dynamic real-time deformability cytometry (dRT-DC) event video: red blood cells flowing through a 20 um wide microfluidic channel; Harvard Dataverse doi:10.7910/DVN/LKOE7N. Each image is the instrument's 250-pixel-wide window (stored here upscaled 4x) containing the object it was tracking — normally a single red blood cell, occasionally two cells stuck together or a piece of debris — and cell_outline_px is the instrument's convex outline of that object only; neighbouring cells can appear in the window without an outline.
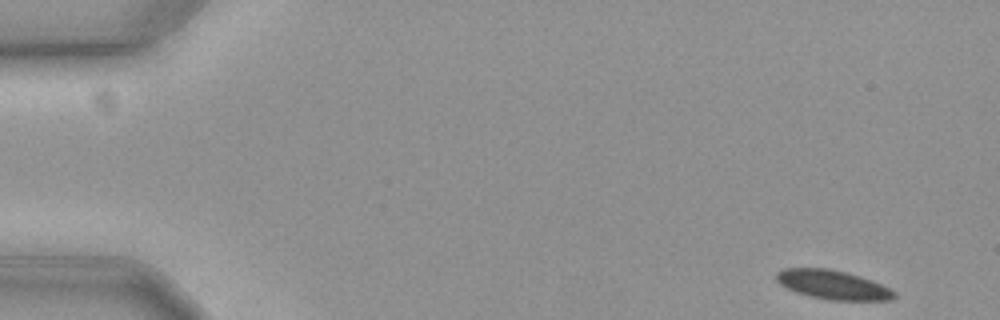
{"species": "common noctule bat (a hibernating species)", "species_latin": "Nyctalus noctula", "temperature_condition": "cold", "stored_images_in_passage": 56, "camera_frame_rate_fps": 3000, "um_per_image_px": 0.085, "animal": {"sex": "female", "body_mass_g": 19.3, "forearm_length_mm": 54.1}, "frame": {"image": 1, "passage_image": 1, "time_ms": 0.0, "image_size_px": [1000, 320], "cell_outline_px": [[896, 296], [892, 300], [828, 300], [796, 292], [780, 284], [776, 280], [776, 272], [784, 268], [828, 268], [848, 272], [872, 280], [896, 292]], "centroid_in_image_um": [70.79, 24.19], "position_along_channel_um": 14.2, "area_um2": 19.94}}
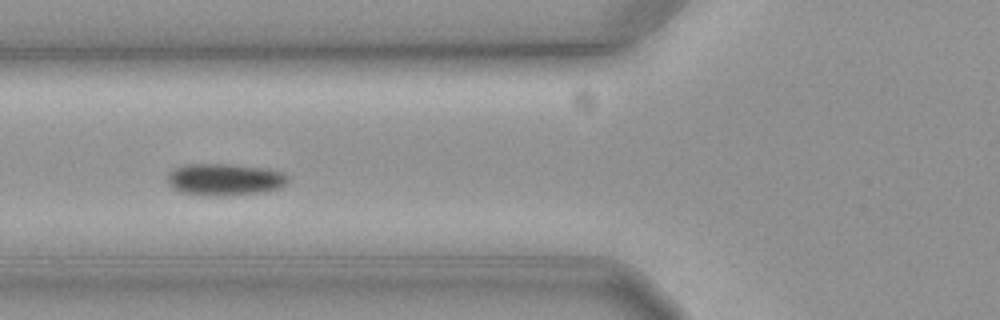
{"frame": {"image": 2, "passage_image": 20, "time_ms": 6.333, "image_size_px": [1000, 320], "cell_outline_px": [[292, 176], [280, 188], [268, 192], [228, 196], [200, 196], [180, 192], [172, 188], [168, 184], [168, 172], [172, 168], [184, 164], [232, 164], [268, 168], [284, 172]], "centroid_in_image_um": [19.12, 15.26], "position_along_channel_um": 106.7, "area_um2": 23.29}}
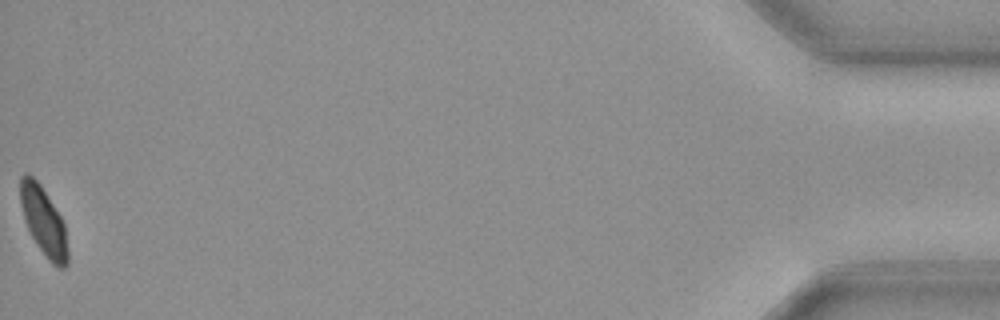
{"frame": {"image": 3, "passage_image": 56, "time_ms": 18.333, "image_size_px": [1000, 320], "cell_outline_px": [[68, 264], [64, 268], [60, 268], [52, 264], [48, 260], [32, 236], [24, 220], [20, 204], [20, 176], [24, 172], [28, 172], [40, 184], [60, 216], [64, 224], [68, 252]], "centroid_in_image_um": [3.69, 18.79], "position_along_channel_um": 431.5, "area_um2": 18.79}}